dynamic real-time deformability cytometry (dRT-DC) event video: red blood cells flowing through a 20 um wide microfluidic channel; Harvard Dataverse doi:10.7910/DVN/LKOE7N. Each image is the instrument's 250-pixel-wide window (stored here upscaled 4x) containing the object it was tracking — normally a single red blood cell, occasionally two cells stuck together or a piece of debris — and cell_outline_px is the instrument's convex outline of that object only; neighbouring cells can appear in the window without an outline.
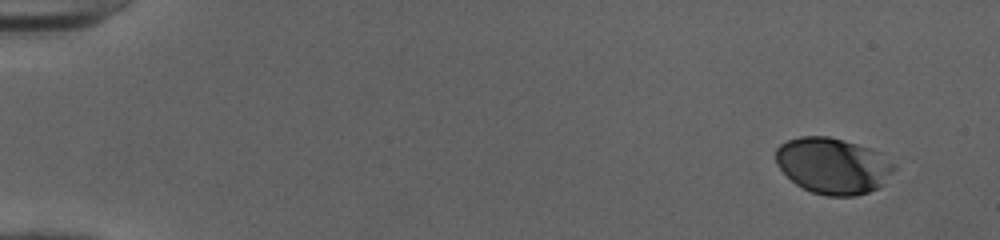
{"species": "human", "species_latin": "Homo sapiens", "temperature_condition": "cold", "stored_images_in_passage": 50, "camera_frame_rate_fps": 3000, "um_per_image_px": 0.085, "donor": {"sex": "female"}, "frame": {"image": 1, "passage_image": 1, "time_ms": 0.0, "image_size_px": [1000, 240], "cell_outline_px": [[896, 168], [884, 184], [880, 188], [856, 196], [828, 196], [812, 192], [796, 184], [776, 164], [776, 148], [780, 144], [788, 140], [800, 136], [828, 136], [844, 140], [868, 148], [896, 164]], "centroid_in_image_um": [70.8, 14.1], "position_along_channel_um": 14.2, "area_um2": 38.49}}
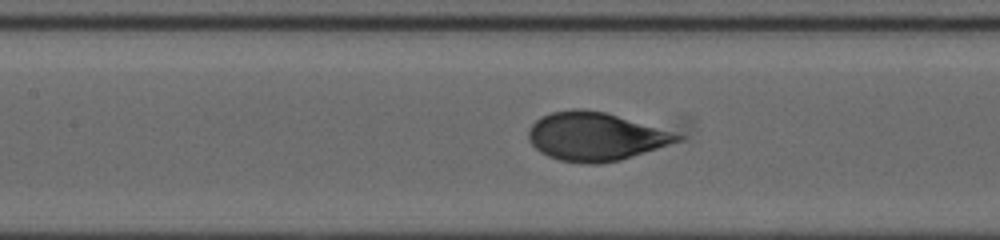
{"frame": {"image": 2, "passage_image": 23, "time_ms": 7.333, "image_size_px": [1000, 240], "cell_outline_px": [[684, 136], [680, 140], [620, 160], [600, 164], [588, 164], [560, 160], [548, 156], [540, 152], [528, 140], [528, 128], [540, 116], [552, 112], [572, 108], [584, 108], [604, 112]], "centroid_in_image_um": [50.51, 11.6], "position_along_channel_um": 156.9, "area_um2": 41.38}}
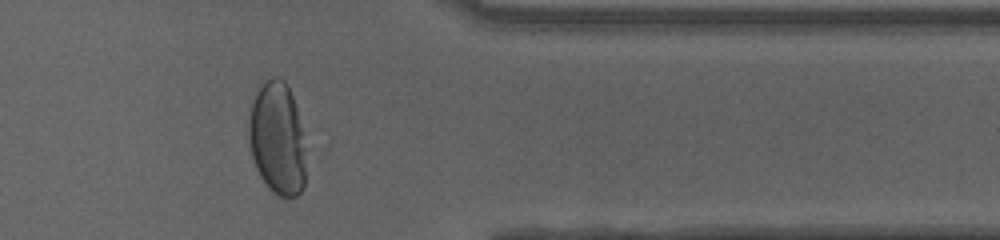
{"frame": {"image": 3, "passage_image": 41, "time_ms": 13.333, "image_size_px": [1000, 240], "cell_outline_px": [[308, 148], [304, 188], [296, 196], [280, 196], [272, 192], [268, 188], [260, 176], [256, 168], [252, 156], [248, 140], [248, 120], [252, 104], [256, 92], [272, 76], [276, 76], [284, 80], [288, 84], [296, 108]], "centroid_in_image_um": [23.61, 11.81], "position_along_channel_um": 387.8, "area_um2": 38.26}, "authors_computed_cell_mechanics": {"area_um2": 41.9628, "velocity_mm_per_s": 3.9912, "shape_relaxation_time_tau1_ms": 4.0922, "shape_relaxation_time_tau2_ms": null, "deformation_change_tau1": 0.1864, "deformation_change_tau2": null}}